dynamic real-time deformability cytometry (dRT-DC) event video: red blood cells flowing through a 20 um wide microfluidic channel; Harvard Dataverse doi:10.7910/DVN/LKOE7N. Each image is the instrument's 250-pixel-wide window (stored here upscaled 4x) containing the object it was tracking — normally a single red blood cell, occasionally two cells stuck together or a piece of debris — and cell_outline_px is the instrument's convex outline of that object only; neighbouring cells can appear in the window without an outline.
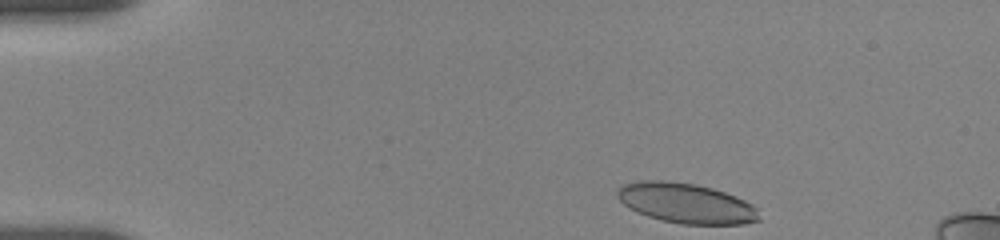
{"species": "human", "species_latin": "Homo sapiens", "temperature_condition": "room temperature", "stored_images_in_passage": 22, "camera_frame_rate_fps": 3000, "um_per_image_px": 0.085, "donor": {"sex": "female"}, "frame": {"image": 1, "passage_image": 1, "time_ms": 0.0, "image_size_px": [1000, 240], "cell_outline_px": [[760, 220], [744, 224], [680, 224], [648, 216], [636, 212], [624, 204], [616, 196], [616, 188], [624, 184], [640, 180], [668, 180], [696, 184], [712, 188], [736, 196], [752, 204], [756, 208]], "centroid_in_image_um": [58.29, 17.26], "position_along_channel_um": 26.7, "area_um2": 33.18}}
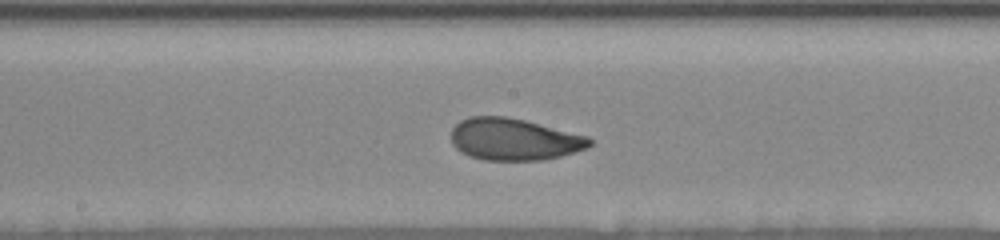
{"frame": {"image": 2, "passage_image": 13, "time_ms": 7.0, "image_size_px": [1000, 240], "cell_outline_px": [[592, 144], [588, 148], [560, 156], [544, 160], [484, 160], [468, 156], [456, 148], [452, 144], [452, 128], [460, 120], [468, 116], [504, 116], [524, 120], [588, 136], [592, 140]], "centroid_in_image_um": [43.68, 11.84], "position_along_channel_um": 204.5, "area_um2": 33.87}}
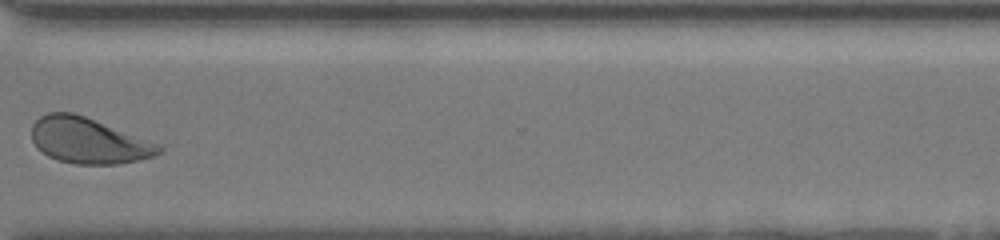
{"frame": {"image": 3, "passage_image": 20, "time_ms": 11.333, "image_size_px": [1000, 240], "cell_outline_px": [[164, 152], [140, 160], [120, 164], [76, 164], [56, 160], [48, 156], [36, 148], [32, 140], [32, 124], [40, 116], [48, 112], [72, 112], [84, 116], [160, 144], [164, 148]], "centroid_in_image_um": [7.52, 11.96], "position_along_channel_um": 363.1, "area_um2": 34.04}, "authors_computed_cell_mechanics": {"area_um2": 33.8419, "velocity_mm_per_s": 3.6566, "shape_relaxation_time_tau1_ms": 2.7899, "shape_relaxation_time_tau2_ms": 1.059, "deformation_change_tau1": 0.1206, "deformation_change_tau2": 0.0522}}